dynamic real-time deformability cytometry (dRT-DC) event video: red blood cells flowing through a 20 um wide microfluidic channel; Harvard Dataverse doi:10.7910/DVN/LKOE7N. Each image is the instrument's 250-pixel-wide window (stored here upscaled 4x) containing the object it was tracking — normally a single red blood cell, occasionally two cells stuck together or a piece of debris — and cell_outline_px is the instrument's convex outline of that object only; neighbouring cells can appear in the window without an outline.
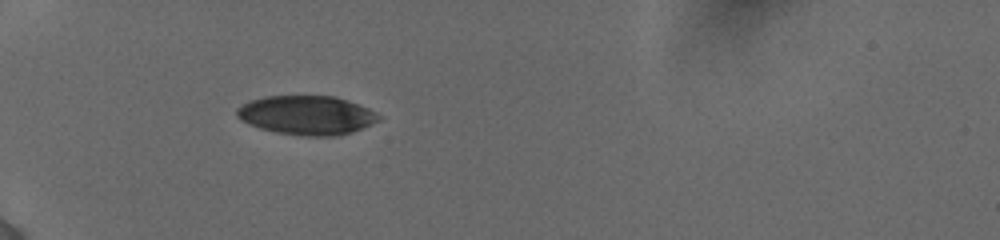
{"species": "human", "species_latin": "Homo sapiens", "temperature_condition": "cold", "stored_images_in_passage": 6, "camera_frame_rate_fps": 3000, "um_per_image_px": 0.085, "donor": {"sex": "female"}, "frame": {"image": 1, "passage_image": 1, "time_ms": 0.0, "image_size_px": [1000, 240], "cell_outline_px": [[380, 120], [352, 132], [336, 136], [308, 136], [276, 132], [260, 128], [236, 116], [236, 108], [252, 100], [264, 96], [332, 96], [368, 108], [376, 112], [380, 116]], "centroid_in_image_um": [26.08, 9.79], "position_along_channel_um": 58.9, "area_um2": 31.79}}
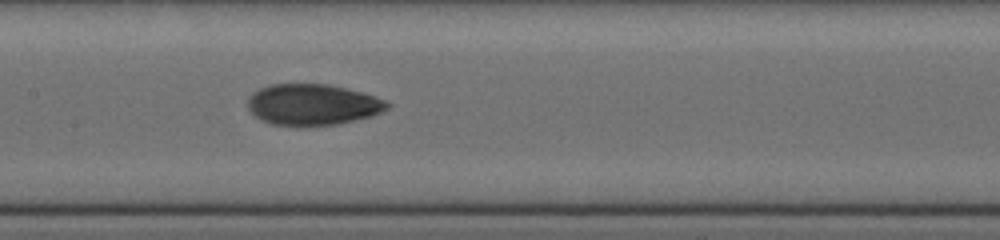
{"frame": {"image": 2, "passage_image": 5, "time_ms": 3.667, "image_size_px": [1000, 240], "cell_outline_px": [[392, 104], [388, 108], [372, 116], [340, 124], [308, 128], [300, 128], [272, 124], [260, 120], [248, 108], [248, 100], [252, 92], [260, 88], [272, 84], [328, 84], [360, 92], [384, 100]], "centroid_in_image_um": [26.55, 8.93], "position_along_channel_um": 180.9, "area_um2": 33.93}}
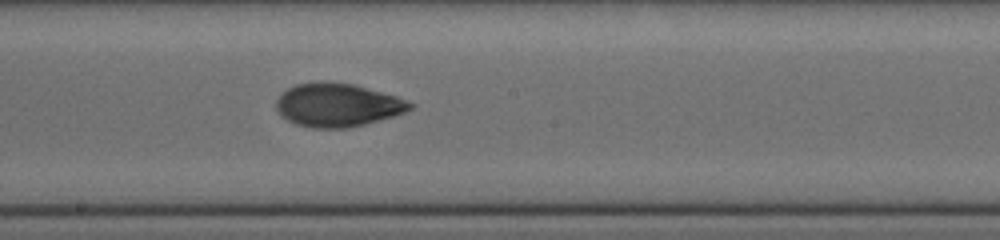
{"frame": {"image": 3, "passage_image": 6, "time_ms": 4.667, "image_size_px": [1000, 240], "cell_outline_px": [[416, 104], [412, 108], [404, 112], [392, 116], [364, 124], [348, 128], [312, 128], [296, 124], [288, 120], [276, 108], [276, 100], [288, 88], [296, 84], [320, 80], [352, 84], [396, 96]], "centroid_in_image_um": [28.69, 8.92], "position_along_channel_um": 219.5, "area_um2": 33.58}}